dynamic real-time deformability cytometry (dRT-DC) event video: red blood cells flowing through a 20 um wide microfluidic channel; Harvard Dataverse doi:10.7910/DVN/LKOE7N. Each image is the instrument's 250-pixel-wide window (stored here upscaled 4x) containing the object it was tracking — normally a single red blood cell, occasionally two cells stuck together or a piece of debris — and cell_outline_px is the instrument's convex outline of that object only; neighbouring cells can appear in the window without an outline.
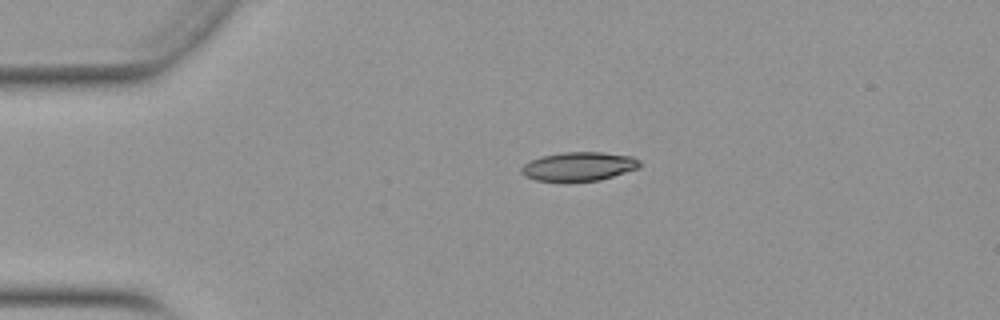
{"species": "Egyptian fruit bat (a non-hibernating species)", "species_latin": "Rousettus aegyptiacus", "temperature_condition": "warm", "stored_images_in_passage": 43, "camera_frame_rate_fps": 3000, "um_per_image_px": 0.085, "animal": {"sex": "female"}, "frame": {"image": 1, "passage_image": 3, "time_ms": 0.667, "image_size_px": [1000, 320], "cell_outline_px": [[640, 168], [600, 180], [536, 180], [524, 176], [520, 172], [520, 168], [524, 164], [540, 156], [564, 152], [600, 152], [632, 156], [640, 160]], "centroid_in_image_um": [49.21, 14.13], "position_along_channel_um": 35.8, "area_um2": 19.71}}
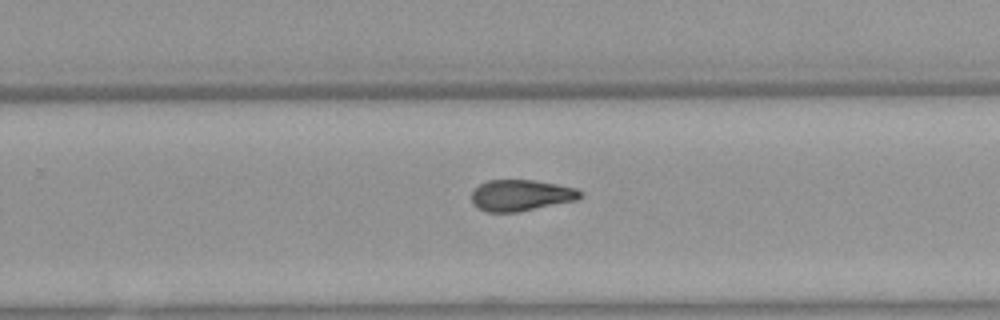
{"frame": {"image": 2, "passage_image": 25, "time_ms": 8.0, "image_size_px": [1000, 320], "cell_outline_px": [[584, 196], [580, 200], [516, 212], [488, 212], [476, 208], [472, 204], [472, 192], [480, 184], [488, 180], [536, 180], [576, 188], [584, 192]], "centroid_in_image_um": [44.33, 16.61], "position_along_channel_um": 285.5, "area_um2": 20.06}}
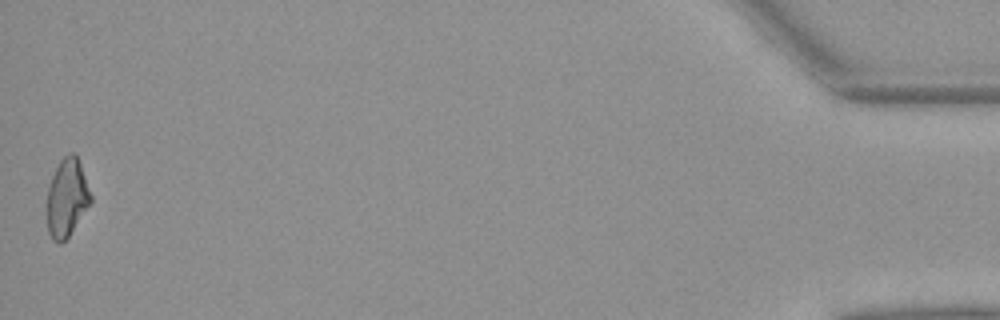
{"frame": {"image": 3, "passage_image": 43, "time_ms": 14.0, "image_size_px": [1000, 320], "cell_outline_px": [[92, 200], [68, 236], [60, 244], [52, 240], [48, 232], [48, 188], [52, 176], [60, 160], [68, 152], [72, 152], [76, 156], [80, 164], [92, 196]], "centroid_in_image_um": [5.68, 16.8], "position_along_channel_um": 429.5, "area_um2": 19.42}, "authors_computed_cell_mechanics": {"area_um2": 20.0566, "velocity_mm_per_s": 3.9789, "shape_relaxation_time_tau1_ms": null, "shape_relaxation_time_tau2_ms": 4.0608, "deformation_change_tau1": null, "deformation_change_tau2": 0.1228}}